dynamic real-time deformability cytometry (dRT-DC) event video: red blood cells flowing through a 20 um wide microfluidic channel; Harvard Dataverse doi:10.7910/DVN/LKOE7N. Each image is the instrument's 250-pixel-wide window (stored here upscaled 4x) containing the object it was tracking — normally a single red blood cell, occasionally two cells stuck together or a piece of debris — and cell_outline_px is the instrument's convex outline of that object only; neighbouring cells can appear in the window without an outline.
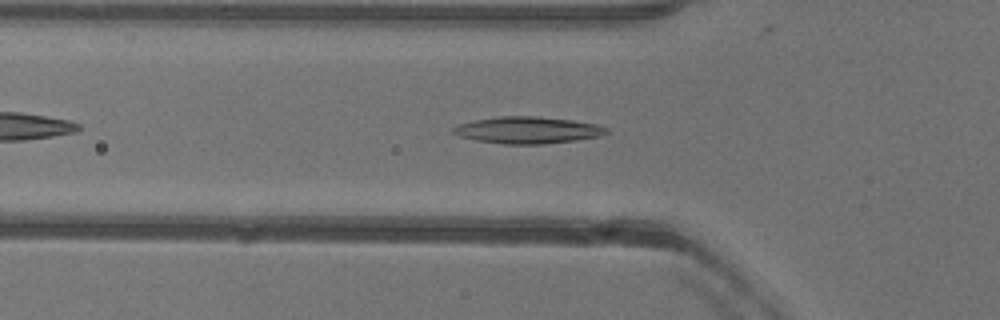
{"species": "common noctule bat (a hibernating species)", "species_latin": "Nyctalus noctula", "temperature_condition": "warm", "stored_images_in_passage": 41, "camera_frame_rate_fps": 3000, "um_per_image_px": 0.085, "animal": {"sex": "female"}, "frame": {"image": 1, "passage_image": 7, "time_ms": 2.0, "image_size_px": [1000, 320], "cell_outline_px": [[608, 132], [600, 136], [576, 140], [544, 144], [504, 144], [476, 140], [460, 136], [452, 132], [452, 128], [460, 124], [476, 120], [500, 116], [536, 116], [572, 120], [596, 124], [608, 128]], "centroid_in_image_um": [44.87, 11.06], "position_along_channel_um": 80.9, "area_um2": 23.76}}
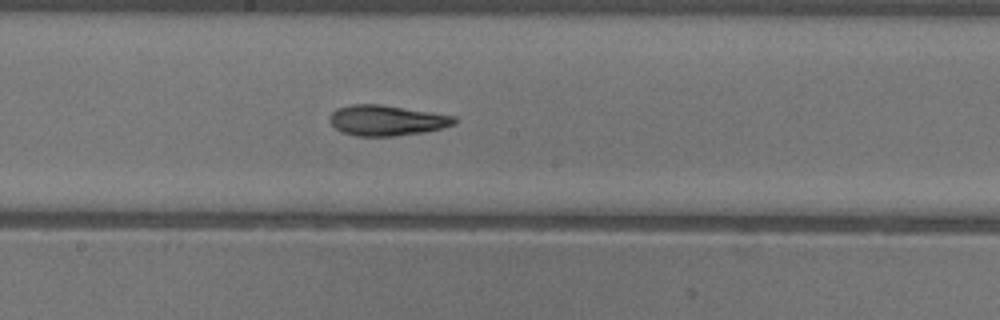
{"frame": {"image": 2, "passage_image": 17, "time_ms": 5.333, "image_size_px": [1000, 320], "cell_outline_px": [[456, 124], [424, 132], [396, 136], [356, 136], [344, 132], [336, 128], [328, 120], [328, 116], [336, 108], [352, 104], [380, 104], [456, 116]], "centroid_in_image_um": [32.85, 10.23], "position_along_channel_um": 215.4, "area_um2": 22.14}}
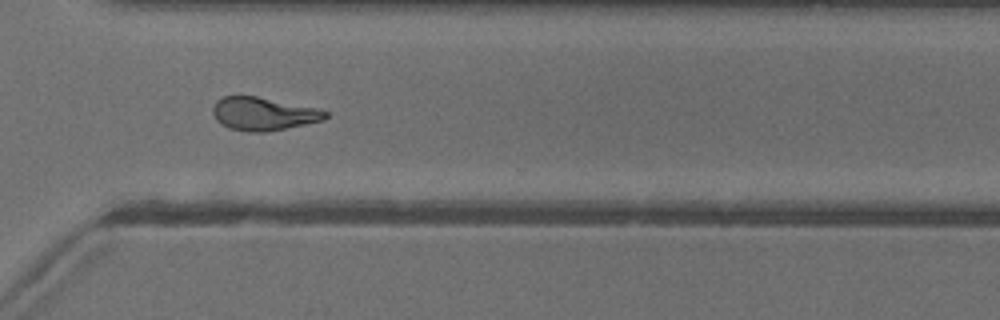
{"frame": {"image": 3, "passage_image": 27, "time_ms": 8.667, "image_size_px": [1000, 320], "cell_outline_px": [[328, 116], [324, 120], [268, 132], [248, 132], [228, 128], [216, 120], [212, 112], [212, 108], [216, 100], [224, 96], [256, 96], [320, 108], [328, 112]], "centroid_in_image_um": [22.4, 9.67], "position_along_channel_um": 348.2, "area_um2": 21.96}, "authors_computed_cell_mechanics": {"area_um2": 22.1374, "velocity_mm_per_s": 3.9959, "shape_relaxation_time_tau1_ms": 9.2032, "shape_relaxation_time_tau2_ms": 4.2197, "deformation_change_tau1": 0.2969, "deformation_change_tau2": 0.136}}